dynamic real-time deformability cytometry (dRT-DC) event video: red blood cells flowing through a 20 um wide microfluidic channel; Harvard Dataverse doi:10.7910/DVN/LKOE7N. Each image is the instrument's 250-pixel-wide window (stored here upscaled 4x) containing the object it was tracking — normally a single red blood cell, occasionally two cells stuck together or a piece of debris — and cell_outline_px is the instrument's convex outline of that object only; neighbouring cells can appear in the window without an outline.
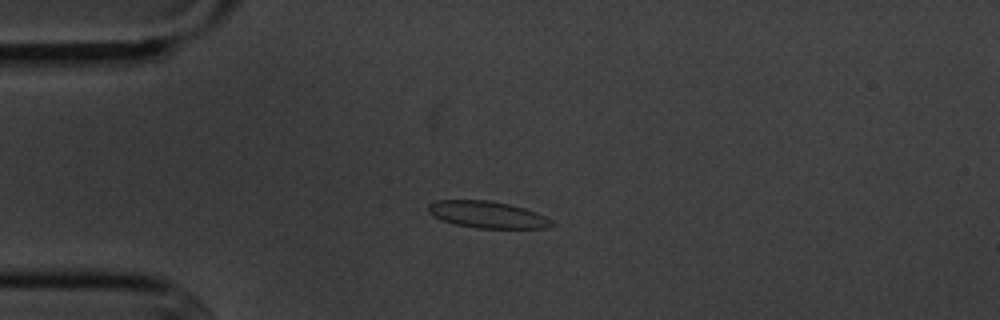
{"species": "common noctule bat (a hibernating species)", "species_latin": "Nyctalus noctula", "temperature_condition": "cold", "stored_images_in_passage": 6, "camera_frame_rate_fps": 3000, "um_per_image_px": 0.085, "animal": {"sex": "male", "body_mass_g": 20.1, "forearm_length_mm": 53.5}, "frame": {"image": 1, "passage_image": 3, "time_ms": 3.0, "image_size_px": [1000, 320], "cell_outline_px": [[556, 224], [544, 228], [476, 228], [456, 224], [440, 220], [432, 216], [428, 212], [428, 204], [436, 200], [488, 200], [508, 204], [524, 208], [536, 212], [552, 220]], "centroid_in_image_um": [41.4, 18.24], "position_along_channel_um": 43.6, "area_um2": 19.31}}
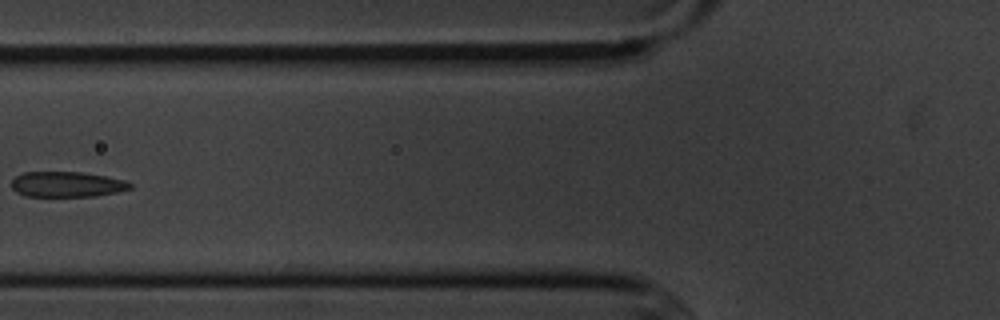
{"frame": {"image": 2, "passage_image": 5, "time_ms": 5.667, "image_size_px": [1000, 320], "cell_outline_px": [[132, 188], [116, 192], [96, 196], [24, 196], [16, 192], [12, 188], [12, 180], [16, 176], [24, 172], [80, 172], [128, 180], [132, 184]], "centroid_in_image_um": [5.7, 15.67], "position_along_channel_um": 120.1, "area_um2": 17.57}}
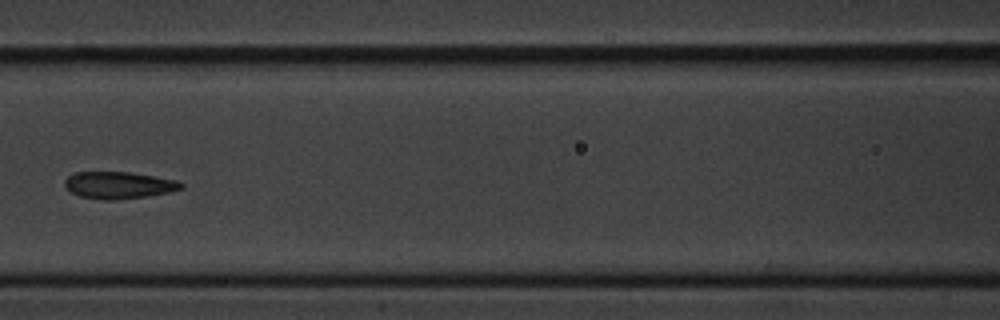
{"frame": {"image": 3, "passage_image": 6, "time_ms": 6.667, "image_size_px": [1000, 320], "cell_outline_px": [[184, 188], [168, 192], [148, 196], [116, 200], [100, 200], [80, 196], [64, 188], [64, 180], [68, 176], [76, 172], [128, 172], [176, 180], [184, 184]], "centroid_in_image_um": [10.06, 15.75], "position_along_channel_um": 156.5, "area_um2": 18.32}}